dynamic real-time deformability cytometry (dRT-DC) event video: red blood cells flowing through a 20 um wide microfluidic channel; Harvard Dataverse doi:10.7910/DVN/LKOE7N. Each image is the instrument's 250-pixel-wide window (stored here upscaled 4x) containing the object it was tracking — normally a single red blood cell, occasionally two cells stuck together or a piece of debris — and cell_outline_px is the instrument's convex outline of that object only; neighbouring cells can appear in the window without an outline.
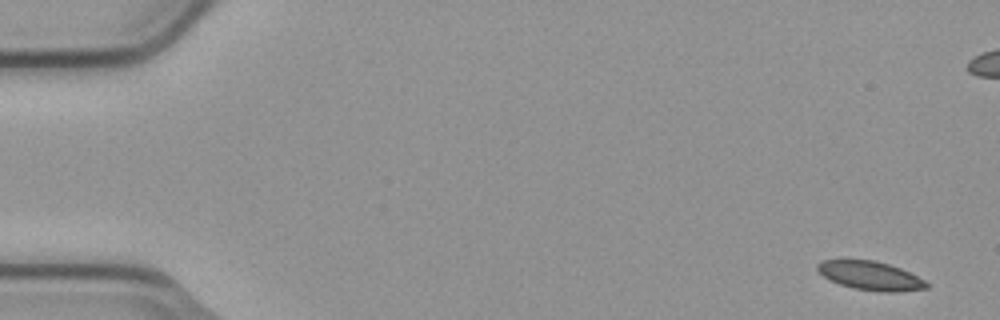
{"species": "common noctule bat (a hibernating species)", "species_latin": "Nyctalus noctula", "temperature_condition": "cold", "stored_images_in_passage": 5, "camera_frame_rate_fps": 3000, "um_per_image_px": 0.085, "animal": {"sex": "male", "body_mass_g": 23.1, "forearm_length_mm": 52.7}, "frame": {"image": 1, "passage_image": 1, "time_ms": 0.0, "image_size_px": [1000, 320], "cell_outline_px": [[928, 288], [900, 292], [880, 292], [856, 288], [840, 284], [824, 276], [816, 268], [816, 264], [820, 260], [872, 260], [888, 264], [900, 268], [924, 280], [928, 284]], "centroid_in_image_um": [73.99, 23.43], "position_along_channel_um": 11.0, "area_um2": 18.03}}